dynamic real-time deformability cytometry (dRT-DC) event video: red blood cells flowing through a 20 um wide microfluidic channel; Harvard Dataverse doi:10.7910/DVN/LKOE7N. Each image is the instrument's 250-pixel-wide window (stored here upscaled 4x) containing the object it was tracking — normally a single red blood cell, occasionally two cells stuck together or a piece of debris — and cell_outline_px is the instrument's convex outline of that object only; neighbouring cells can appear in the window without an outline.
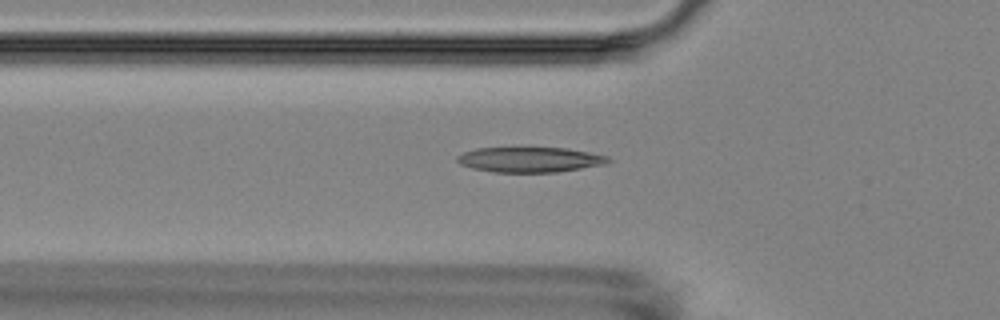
{"species": "Egyptian fruit bat (a non-hibernating species)", "species_latin": "Rousettus aegyptiacus", "temperature_condition": "room temperature", "stored_images_in_passage": 6, "camera_frame_rate_fps": 3000, "um_per_image_px": 0.085, "animal": {"sex": "female"}, "frame": {"image": 1, "passage_image": 5, "time_ms": 5.667, "image_size_px": [1000, 320], "cell_outline_px": [[612, 160], [608, 164], [556, 172], [492, 172], [472, 168], [460, 164], [456, 160], [456, 156], [464, 152], [476, 148], [568, 148], [608, 156]], "centroid_in_image_um": [45.05, 13.57], "position_along_channel_um": 80.7, "area_um2": 22.2}}